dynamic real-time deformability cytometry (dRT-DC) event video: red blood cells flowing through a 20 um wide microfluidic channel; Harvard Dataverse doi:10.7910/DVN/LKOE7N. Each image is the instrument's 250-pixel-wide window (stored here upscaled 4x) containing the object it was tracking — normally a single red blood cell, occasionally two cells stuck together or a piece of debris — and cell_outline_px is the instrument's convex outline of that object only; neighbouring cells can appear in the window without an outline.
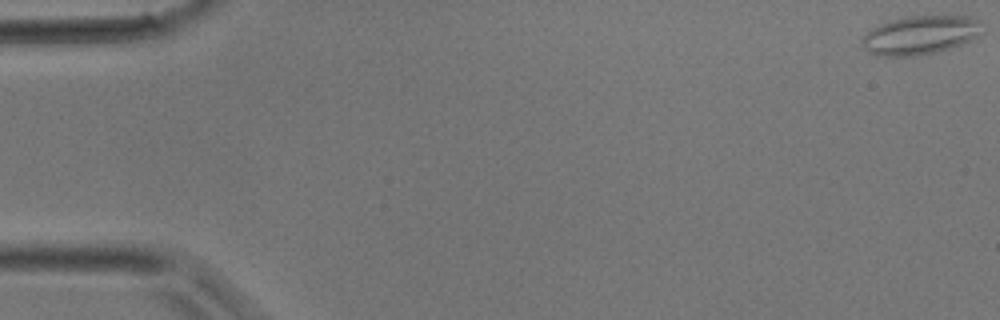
{"species": "common noctule bat (a hibernating species)", "species_latin": "Nyctalus noctula", "temperature_condition": "room temperature", "stored_images_in_passage": 40, "camera_frame_rate_fps": 3000, "um_per_image_px": 0.085, "animal": {"sex": "male", "body_mass_g": 17.9}, "frame": {"image": 1, "passage_image": 1, "time_ms": 0.0, "image_size_px": [1000, 320], "cell_outline_px": [[984, 32], [960, 44], [936, 52], [912, 56], [876, 56], [868, 52], [864, 48], [860, 40], [872, 28], [880, 24], [892, 20], [908, 16], [972, 16], [980, 20]], "centroid_in_image_um": [78.22, 2.98], "position_along_channel_um": 6.8, "area_um2": 27.05}}
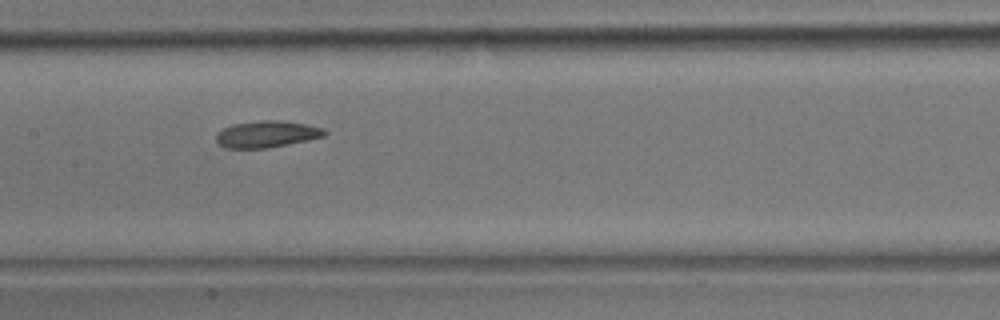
{"frame": {"image": 2, "passage_image": 20, "time_ms": 6.333, "image_size_px": [1000, 320], "cell_outline_px": [[328, 132], [324, 136], [308, 140], [268, 148], [224, 148], [216, 140], [216, 132], [232, 124], [260, 120], [280, 120], [304, 124], [324, 128]], "centroid_in_image_um": [22.66, 11.4], "position_along_channel_um": 184.7, "area_um2": 16.88}}
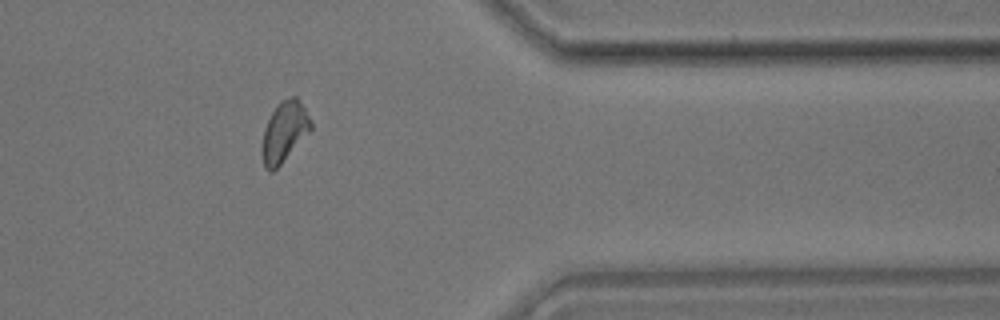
{"frame": {"image": 3, "passage_image": 33, "time_ms": 10.667, "image_size_px": [1000, 320], "cell_outline_px": [[312, 128], [280, 164], [272, 172], [268, 172], [264, 168], [260, 152], [260, 148], [264, 128], [272, 112], [280, 100], [292, 96], [296, 96], [312, 120]], "centroid_in_image_um": [24.12, 11.21], "position_along_channel_um": 387.3, "area_um2": 17.17}}